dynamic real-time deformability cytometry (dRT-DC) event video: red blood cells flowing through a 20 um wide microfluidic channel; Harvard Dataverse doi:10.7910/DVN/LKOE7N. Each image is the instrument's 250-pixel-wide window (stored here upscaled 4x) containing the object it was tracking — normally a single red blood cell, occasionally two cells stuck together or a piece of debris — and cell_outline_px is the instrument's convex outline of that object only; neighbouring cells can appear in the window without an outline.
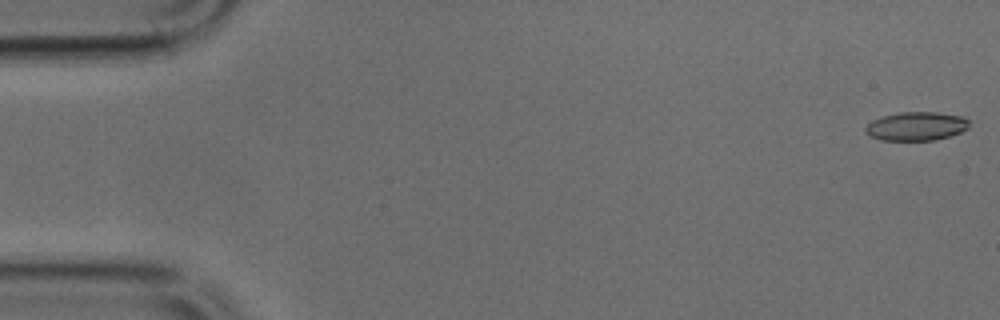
{"species": "common noctule bat (a hibernating species)", "species_latin": "Nyctalus noctula", "temperature_condition": "cold", "stored_images_in_passage": 15, "camera_frame_rate_fps": 3000, "um_per_image_px": 0.085, "animal": {"sex": "male", "body_mass_g": 17.9, "forearm_length_mm": 54.2}, "frame": {"image": 1, "passage_image": 1, "time_ms": 0.0, "image_size_px": [1000, 320], "cell_outline_px": [[968, 128], [960, 132], [936, 140], [880, 140], [864, 132], [864, 128], [872, 120], [884, 116], [900, 112], [936, 112], [964, 116], [968, 120]], "centroid_in_image_um": [77.88, 10.72], "position_along_channel_um": 7.1, "area_um2": 17.28}}
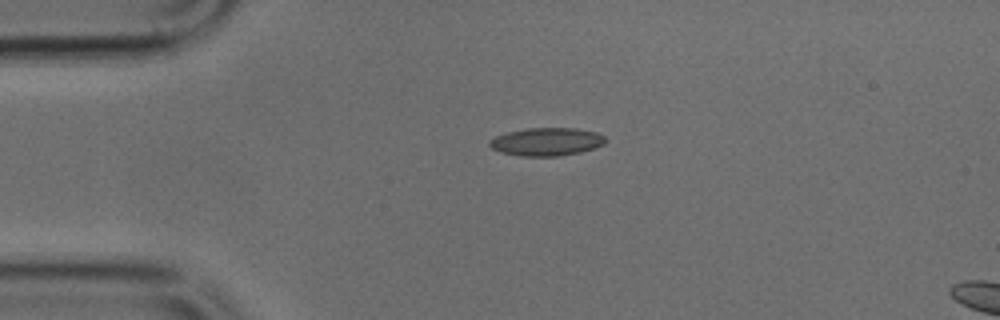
{"frame": {"image": 2, "passage_image": 11, "time_ms": 3.333, "image_size_px": [1000, 320], "cell_outline_px": [[608, 140], [604, 144], [596, 148], [580, 152], [556, 156], [520, 156], [500, 152], [492, 148], [488, 144], [488, 140], [496, 136], [508, 132], [528, 128], [576, 128], [596, 132], [604, 136]], "centroid_in_image_um": [46.47, 12.05], "position_along_channel_um": 38.5, "area_um2": 19.02}}